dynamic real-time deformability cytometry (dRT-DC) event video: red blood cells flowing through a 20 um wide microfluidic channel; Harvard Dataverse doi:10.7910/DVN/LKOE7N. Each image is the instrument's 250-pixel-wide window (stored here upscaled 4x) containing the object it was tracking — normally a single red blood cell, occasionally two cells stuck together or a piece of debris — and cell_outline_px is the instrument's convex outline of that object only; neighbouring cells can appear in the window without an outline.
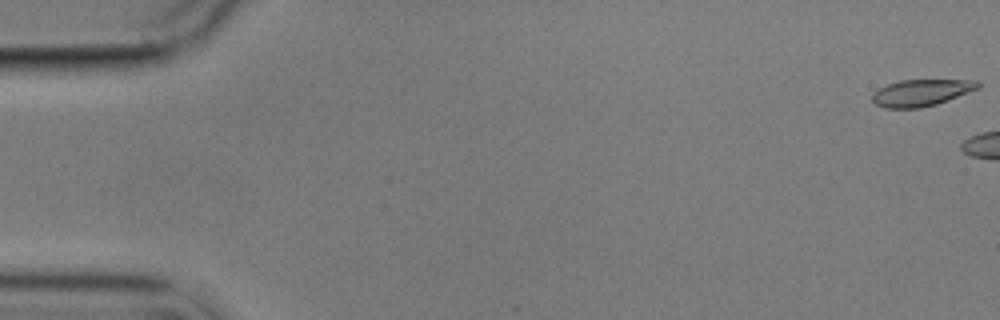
{"species": "common noctule bat (a hibernating species)", "species_latin": "Nyctalus noctula", "temperature_condition": "cold", "stored_images_in_passage": 5, "segment_of_instrument_passage": [2, 2], "camera_frame_rate_fps": 3000, "um_per_image_px": 0.085, "animal": {"sex": "male", "body_mass_g": 17.9}, "frame": {"image": 1, "passage_image": 5, "time_ms": 5.0, "image_size_px": [1000, 320], "cell_outline_px": [[980, 88], [948, 100], [936, 104], [920, 108], [884, 108], [876, 104], [872, 100], [872, 96], [880, 88], [888, 84], [900, 80], [976, 80], [980, 84]], "centroid_in_image_um": [78.33, 7.88], "position_along_channel_um": 6.7, "area_um2": 16.3}}